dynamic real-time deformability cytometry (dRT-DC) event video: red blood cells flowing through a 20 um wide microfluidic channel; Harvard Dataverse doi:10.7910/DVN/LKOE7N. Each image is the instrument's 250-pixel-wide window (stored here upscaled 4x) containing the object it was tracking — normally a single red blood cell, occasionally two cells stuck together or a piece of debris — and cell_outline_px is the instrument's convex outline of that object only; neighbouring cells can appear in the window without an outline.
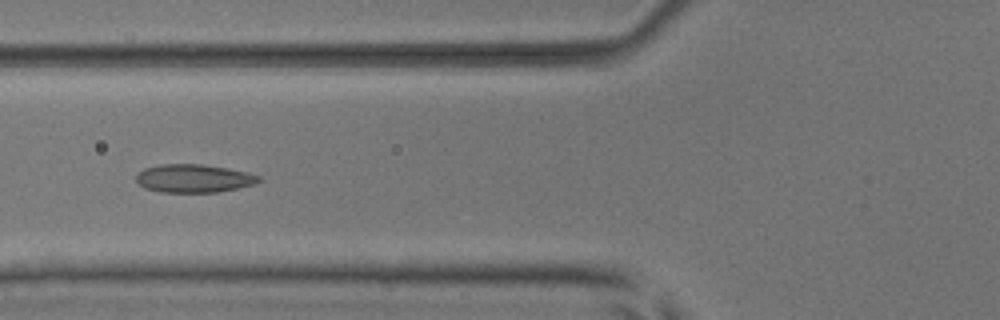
{"species": "common noctule bat (a hibernating species)", "species_latin": "Nyctalus noctula", "temperature_condition": "room temperature", "stored_images_in_passage": 4, "camera_frame_rate_fps": 3000, "um_per_image_px": 0.085, "animal": {"sex": "male", "body_mass_g": 17.9, "forearm_length_mm": 54.2}, "frame": {"image": 1, "passage_image": 4, "time_ms": 3.333, "image_size_px": [1000, 320], "cell_outline_px": [[264, 180], [256, 184], [216, 192], [160, 192], [144, 188], [136, 180], [136, 176], [144, 168], [160, 164], [200, 164], [248, 172], [260, 176]], "centroid_in_image_um": [16.49, 15.16], "position_along_channel_um": 109.3, "area_um2": 20.11}}